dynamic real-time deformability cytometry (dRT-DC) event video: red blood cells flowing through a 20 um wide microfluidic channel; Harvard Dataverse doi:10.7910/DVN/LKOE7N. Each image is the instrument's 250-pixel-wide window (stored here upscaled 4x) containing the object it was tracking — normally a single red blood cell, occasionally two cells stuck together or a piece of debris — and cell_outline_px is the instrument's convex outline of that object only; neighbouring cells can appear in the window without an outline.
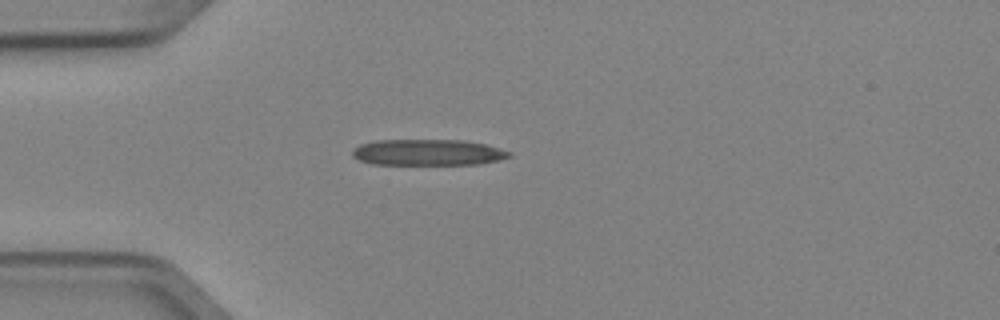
{"species": "Egyptian fruit bat (a non-hibernating species)", "species_latin": "Rousettus aegyptiacus", "temperature_condition": "cold", "stored_images_in_passage": 2, "camera_frame_rate_fps": 3000, "um_per_image_px": 0.085, "animal": {"sex": "female"}, "frame": {"image": 1, "passage_image": 1, "time_ms": 0.0, "image_size_px": [1000, 320], "cell_outline_px": [[512, 156], [500, 160], [480, 164], [372, 164], [360, 160], [352, 156], [352, 148], [360, 144], [376, 140], [464, 140], [484, 144], [500, 148], [512, 152]], "centroid_in_image_um": [36.38, 12.95], "position_along_channel_um": 48.6, "area_um2": 23.99}}